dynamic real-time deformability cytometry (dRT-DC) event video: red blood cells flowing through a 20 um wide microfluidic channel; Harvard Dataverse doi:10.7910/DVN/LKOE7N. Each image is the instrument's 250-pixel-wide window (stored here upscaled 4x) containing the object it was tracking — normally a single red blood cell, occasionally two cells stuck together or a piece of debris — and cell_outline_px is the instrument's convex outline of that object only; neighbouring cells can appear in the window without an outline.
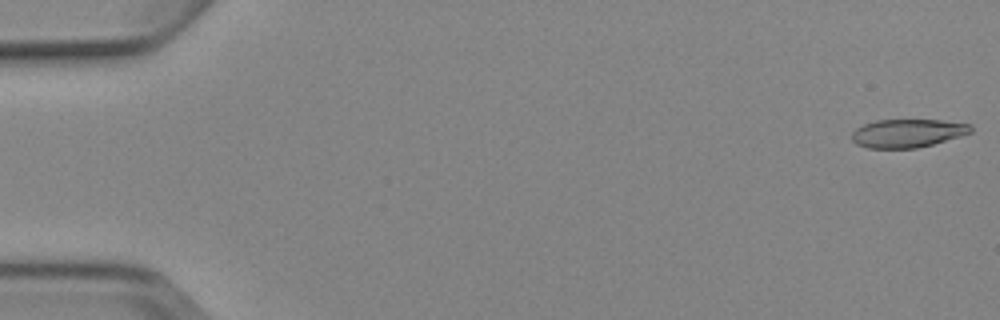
{"species": "Egyptian fruit bat (a non-hibernating species)", "species_latin": "Rousettus aegyptiacus", "temperature_condition": "cold", "stored_images_in_passage": 5, "camera_frame_rate_fps": 3000, "um_per_image_px": 0.085, "animal": {"sex": "female"}, "frame": {"image": 1, "passage_image": 1, "time_ms": 0.0, "image_size_px": [1000, 320], "cell_outline_px": [[972, 132], [960, 136], [932, 144], [916, 148], [868, 148], [856, 144], [852, 140], [852, 132], [856, 128], [864, 124], [876, 120], [940, 120], [972, 124]], "centroid_in_image_um": [77.13, 11.32], "position_along_channel_um": 7.9, "area_um2": 19.59}}
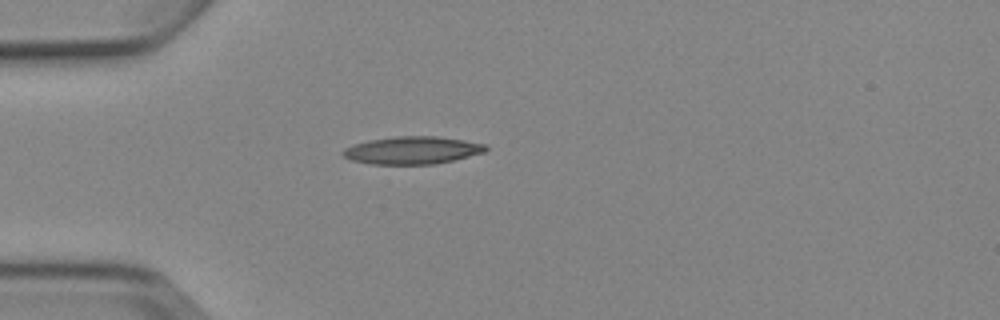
{"frame": {"image": 2, "passage_image": 5, "time_ms": 4.667, "image_size_px": [1000, 320], "cell_outline_px": [[488, 148], [484, 152], [436, 164], [372, 164], [352, 160], [344, 156], [340, 152], [344, 148], [368, 140], [396, 136], [436, 136], [464, 140], [484, 144]], "centroid_in_image_um": [35.02, 12.77], "position_along_channel_um": 50.0, "area_um2": 22.77}}